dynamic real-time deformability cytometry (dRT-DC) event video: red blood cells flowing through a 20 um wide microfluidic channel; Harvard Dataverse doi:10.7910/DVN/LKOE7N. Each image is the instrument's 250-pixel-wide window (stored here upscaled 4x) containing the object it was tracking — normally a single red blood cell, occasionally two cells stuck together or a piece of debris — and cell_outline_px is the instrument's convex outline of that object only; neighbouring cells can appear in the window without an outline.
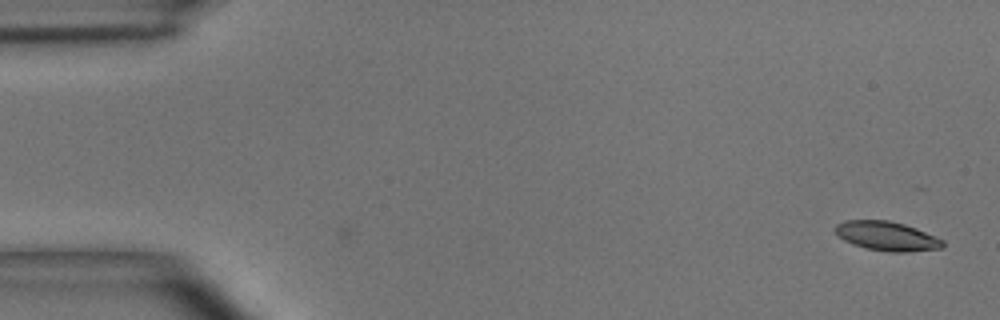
{"species": "common noctule bat (a hibernating species)", "species_latin": "Nyctalus noctula", "temperature_condition": "room temperature", "stored_images_in_passage": 4, "camera_frame_rate_fps": 3000, "um_per_image_px": 0.085, "animal": {"sex": "male", "body_mass_g": 15.6}, "frame": {"image": 1, "passage_image": 4, "time_ms": 1.0, "image_size_px": [1000, 320], "cell_outline_px": [[944, 248], [908, 252], [888, 252], [864, 248], [852, 244], [844, 240], [836, 232], [836, 224], [844, 220], [888, 220], [904, 224], [916, 228], [944, 240]], "centroid_in_image_um": [75.4, 20.07], "position_along_channel_um": 9.6, "area_um2": 18.38}}